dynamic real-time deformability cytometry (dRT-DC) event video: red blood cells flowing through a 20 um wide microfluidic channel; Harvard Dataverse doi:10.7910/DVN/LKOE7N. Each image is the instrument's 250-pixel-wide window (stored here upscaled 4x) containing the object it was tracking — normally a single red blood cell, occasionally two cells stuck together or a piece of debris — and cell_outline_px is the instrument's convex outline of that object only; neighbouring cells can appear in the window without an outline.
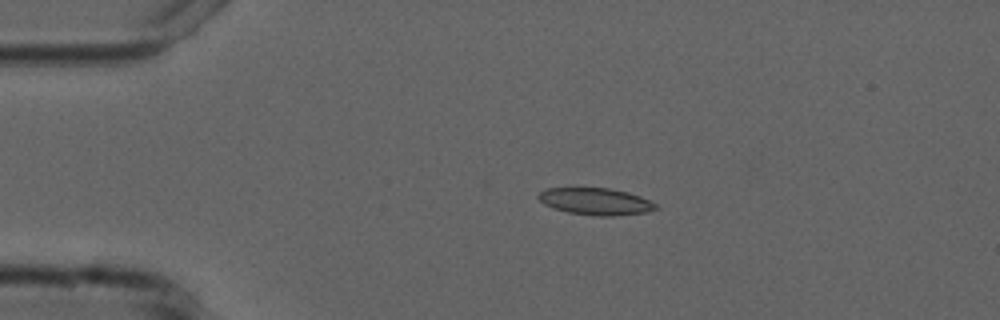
{"species": "common noctule bat (a hibernating species)", "species_latin": "Nyctalus noctula", "temperature_condition": "cold", "stored_images_in_passage": 5, "camera_frame_rate_fps": 3000, "um_per_image_px": 0.085, "animal": {"sex": "male", "forearm_length_mm": 52.5}, "frame": {"image": 1, "passage_image": 4, "time_ms": 3.667, "image_size_px": [1000, 320], "cell_outline_px": [[660, 208], [648, 212], [612, 216], [600, 216], [568, 212], [552, 208], [544, 204], [536, 196], [540, 192], [548, 188], [612, 188], [628, 192], [640, 196], [656, 204]], "centroid_in_image_um": [50.65, 17.12], "position_along_channel_um": 34.4, "area_um2": 18.44}}